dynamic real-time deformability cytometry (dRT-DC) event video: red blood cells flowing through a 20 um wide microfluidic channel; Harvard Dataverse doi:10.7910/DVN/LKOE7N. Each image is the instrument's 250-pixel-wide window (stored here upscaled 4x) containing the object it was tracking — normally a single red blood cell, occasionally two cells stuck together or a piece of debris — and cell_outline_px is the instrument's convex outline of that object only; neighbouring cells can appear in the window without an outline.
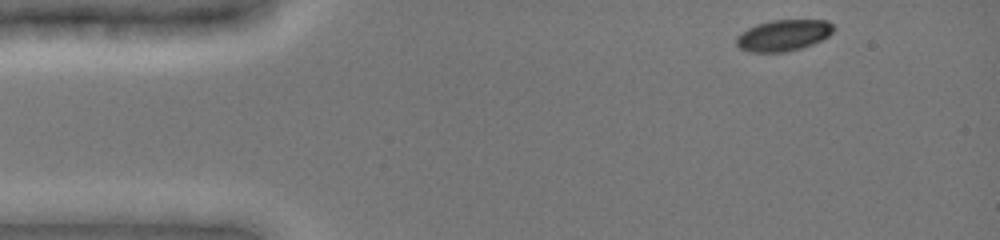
{"species": "common noctule bat (a hibernating species)", "species_latin": "Nyctalus noctula", "temperature_condition": "cold", "stored_images_in_passage": 33, "camera_frame_rate_fps": 3000, "um_per_image_px": 0.085, "animal": {"sex": "female", "body_mass_g": 19.0, "forearm_length_mm": 51.5}, "frame": {"image": 1, "passage_image": 1, "time_ms": 0.0, "image_size_px": [1000, 240], "cell_outline_px": [[836, 28], [828, 36], [812, 44], [800, 48], [784, 52], [748, 52], [740, 48], [736, 44], [736, 36], [748, 28], [756, 24], [772, 20], [828, 20]], "centroid_in_image_um": [66.58, 3.0], "position_along_channel_um": 18.4, "area_um2": 17.69}}
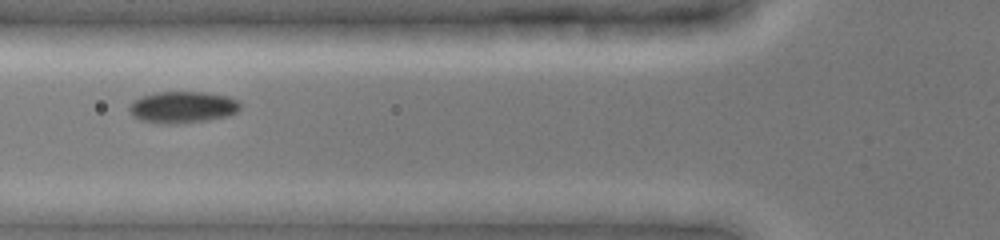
{"frame": {"image": 2, "passage_image": 11, "time_ms": 4.333, "image_size_px": [1000, 240], "cell_outline_px": [[240, 108], [236, 112], [228, 116], [208, 120], [176, 124], [160, 124], [140, 120], [132, 116], [128, 112], [128, 108], [136, 100], [144, 96], [156, 92], [204, 92], [228, 96], [236, 100], [240, 104]], "centroid_in_image_um": [15.52, 9.12], "position_along_channel_um": 110.3, "area_um2": 20.46}}
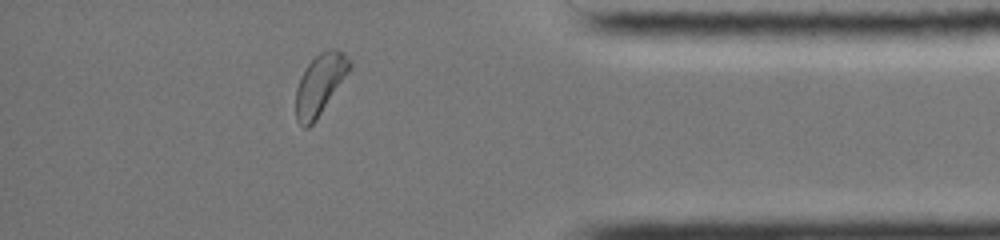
{"frame": {"image": 3, "passage_image": 30, "time_ms": 12.333, "image_size_px": [1000, 240], "cell_outline_px": [[352, 68], [316, 120], [308, 128], [304, 128], [296, 120], [296, 88], [300, 76], [308, 64], [320, 52], [332, 48], [336, 48], [352, 60]], "centroid_in_image_um": [27.21, 7.16], "position_along_channel_um": 408.0, "area_um2": 19.07}, "authors_computed_cell_mechanics": {"area_um2": 19.0162, "velocity_mm_per_s": 3.9297, "shape_relaxation_time_tau1_ms": 1.9231, "shape_relaxation_time_tau2_ms": null, "deformation_change_tau1": 0.0659, "deformation_change_tau2": null}}